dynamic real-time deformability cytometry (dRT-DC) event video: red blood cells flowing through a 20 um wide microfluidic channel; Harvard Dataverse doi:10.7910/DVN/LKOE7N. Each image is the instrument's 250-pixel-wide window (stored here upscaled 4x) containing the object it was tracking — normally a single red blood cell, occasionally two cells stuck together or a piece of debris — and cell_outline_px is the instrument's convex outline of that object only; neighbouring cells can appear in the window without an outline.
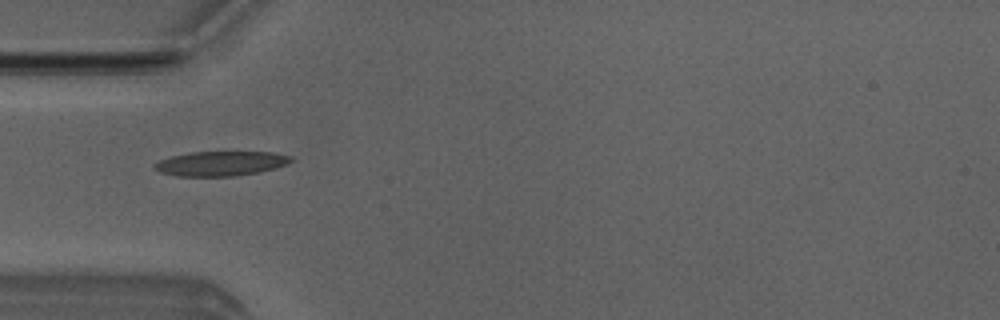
{"species": "Egyptian fruit bat (a non-hibernating species)", "species_latin": "Rousettus aegyptiacus", "temperature_condition": "room temperature", "stored_images_in_passage": 4, "camera_frame_rate_fps": 3000, "um_per_image_px": 0.085, "animal": {"sex": "male"}, "frame": {"image": 1, "passage_image": 4, "time_ms": 4.333, "image_size_px": [1000, 320], "cell_outline_px": [[292, 160], [276, 168], [256, 172], [232, 176], [176, 176], [160, 172], [152, 168], [152, 164], [160, 160], [172, 156], [188, 152], [272, 152], [292, 156]], "centroid_in_image_um": [18.7, 13.89], "position_along_channel_um": 66.3, "area_um2": 19.48}}